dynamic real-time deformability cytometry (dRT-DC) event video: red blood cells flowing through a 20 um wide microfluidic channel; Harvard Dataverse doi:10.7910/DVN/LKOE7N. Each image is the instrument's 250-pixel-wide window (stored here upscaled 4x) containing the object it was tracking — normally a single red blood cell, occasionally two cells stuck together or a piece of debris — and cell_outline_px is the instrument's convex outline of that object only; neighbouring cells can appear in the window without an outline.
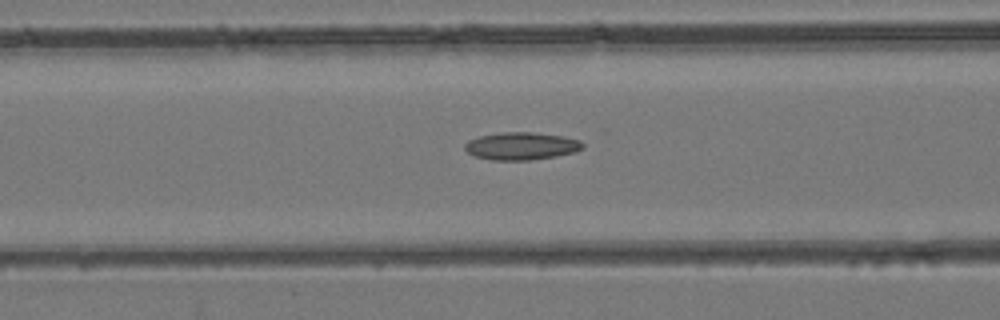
{"species": "common noctule bat (a hibernating species)", "species_latin": "Nyctalus noctula", "temperature_condition": "room temperature", "stored_images_in_passage": 50, "camera_frame_rate_fps": 3000, "um_per_image_px": 0.085, "animal": {"sex": "female", "body_mass_g": 24.6, "forearm_length_mm": 56.2}, "frame": {"image": 1, "passage_image": 21, "time_ms": 6.667, "image_size_px": [1000, 320], "cell_outline_px": [[584, 148], [576, 152], [556, 156], [528, 160], [492, 160], [472, 156], [464, 148], [464, 144], [468, 140], [480, 136], [504, 132], [532, 132], [564, 136], [580, 140], [584, 144]], "centroid_in_image_um": [44.32, 12.41], "position_along_channel_um": 122.3, "area_um2": 19.07}}
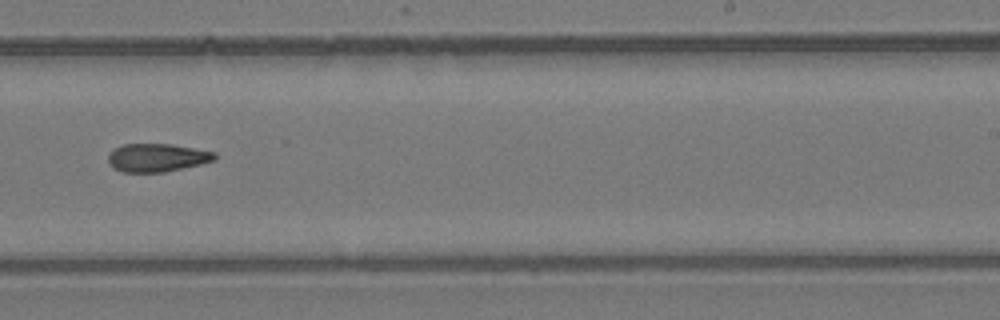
{"frame": {"image": 2, "passage_image": 32, "time_ms": 10.333, "image_size_px": [1000, 320], "cell_outline_px": [[216, 160], [200, 164], [164, 172], [124, 172], [112, 168], [108, 160], [108, 156], [116, 148], [124, 144], [172, 144], [216, 152]], "centroid_in_image_um": [13.37, 13.4], "position_along_channel_um": 275.6, "area_um2": 17.4}}
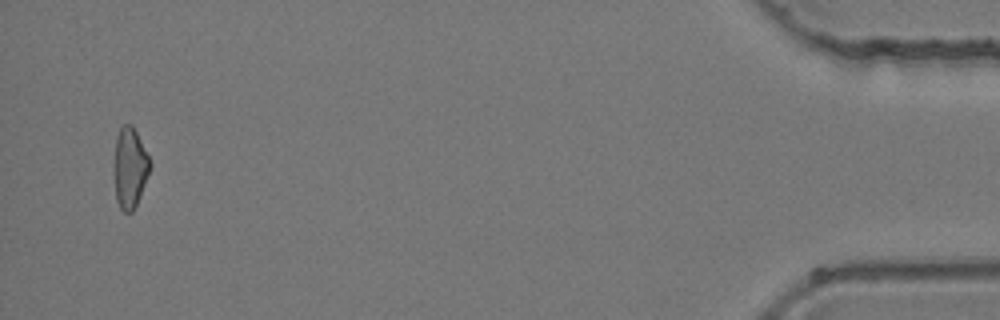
{"frame": {"image": 3, "passage_image": 49, "time_ms": 16.0, "image_size_px": [1000, 320], "cell_outline_px": [[152, 164], [140, 196], [132, 212], [124, 212], [120, 208], [116, 200], [112, 172], [112, 164], [116, 136], [120, 128], [124, 124], [132, 124]], "centroid_in_image_um": [10.99, 14.26], "position_along_channel_um": 424.2, "area_um2": 17.22}}